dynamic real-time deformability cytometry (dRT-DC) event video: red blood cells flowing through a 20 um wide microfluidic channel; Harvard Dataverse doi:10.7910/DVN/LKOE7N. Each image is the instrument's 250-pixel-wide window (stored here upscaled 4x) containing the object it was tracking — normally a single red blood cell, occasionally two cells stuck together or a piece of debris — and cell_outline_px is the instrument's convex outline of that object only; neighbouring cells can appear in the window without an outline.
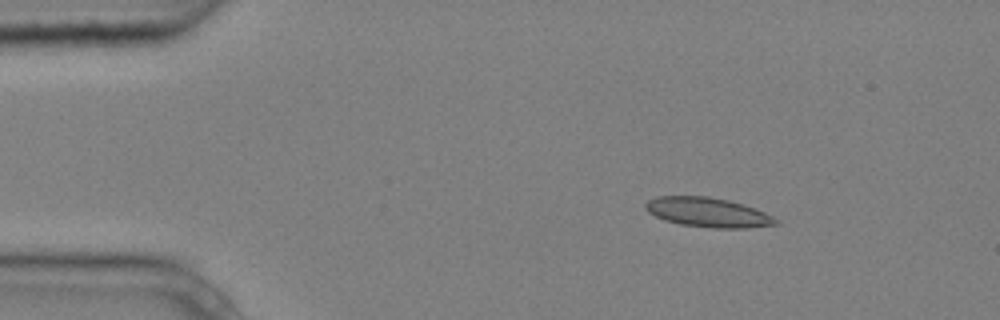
{"species": "common noctule bat (a hibernating species)", "species_latin": "Nyctalus noctula", "temperature_condition": "cold", "stored_images_in_passage": 5, "camera_frame_rate_fps": 3000, "um_per_image_px": 0.085, "animal": {"sex": "male", "body_mass_g": 20.4}, "frame": {"image": 1, "passage_image": 2, "time_ms": 0.333, "image_size_px": [1000, 320], "cell_outline_px": [[780, 224], [748, 228], [712, 228], [680, 224], [664, 220], [648, 212], [644, 208], [644, 204], [648, 200], [656, 196], [708, 196], [728, 200], [744, 204], [756, 208], [780, 220]], "centroid_in_image_um": [60.19, 18.05], "position_along_channel_um": 24.8, "area_um2": 22.66}}
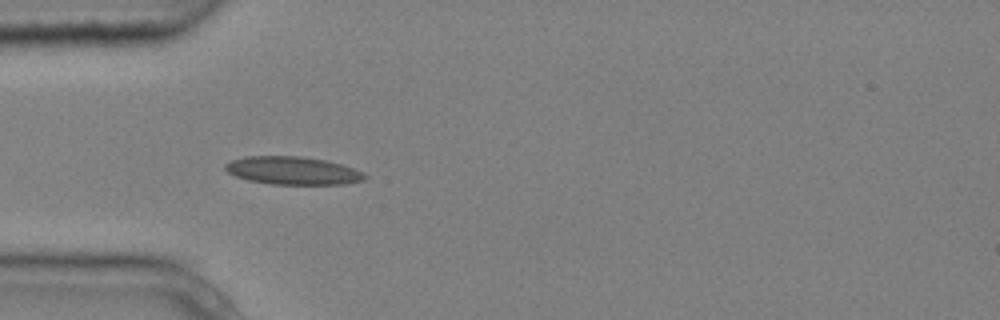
{"frame": {"image": 2, "passage_image": 4, "time_ms": 1.0, "image_size_px": [1000, 320], "cell_outline_px": [[368, 176], [364, 180], [344, 184], [272, 184], [248, 180], [236, 176], [228, 172], [224, 168], [224, 164], [232, 160], [244, 156], [300, 156], [324, 160], [340, 164], [364, 172]], "centroid_in_image_um": [24.87, 14.5], "position_along_channel_um": 60.1, "area_um2": 22.66}}
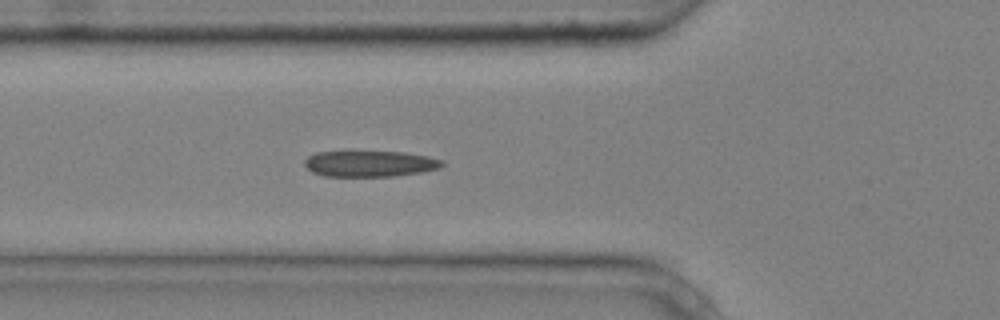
{"frame": {"image": 3, "passage_image": 5, "time_ms": 1.333, "image_size_px": [1000, 320], "cell_outline_px": [[444, 164], [440, 168], [420, 172], [396, 176], [324, 176], [312, 172], [304, 164], [304, 160], [308, 156], [316, 152], [344, 148], [352, 148], [404, 152], [428, 156], [444, 160]], "centroid_in_image_um": [31.38, 13.84], "position_along_channel_um": 94.4, "area_um2": 22.2}}